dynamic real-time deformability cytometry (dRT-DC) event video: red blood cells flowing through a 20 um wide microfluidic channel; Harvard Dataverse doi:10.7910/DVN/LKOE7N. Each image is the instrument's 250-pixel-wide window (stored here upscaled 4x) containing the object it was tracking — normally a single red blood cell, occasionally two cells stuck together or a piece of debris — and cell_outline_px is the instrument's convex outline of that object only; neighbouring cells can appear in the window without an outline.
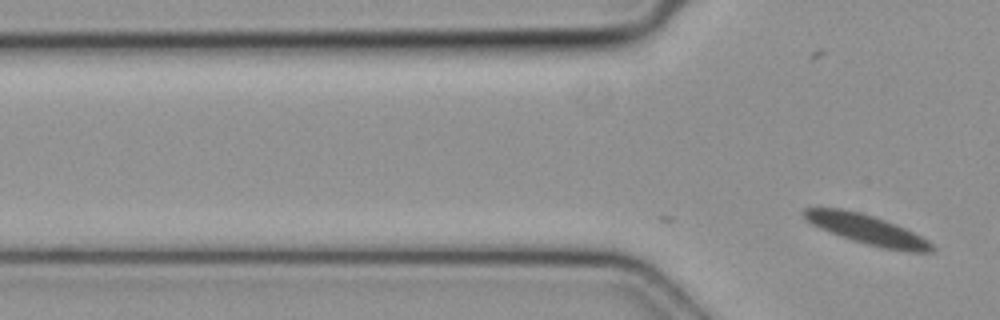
{"species": "common noctule bat (a hibernating species)", "species_latin": "Nyctalus noctula", "temperature_condition": "cold", "stored_images_in_passage": 8, "camera_frame_rate_fps": 3000, "um_per_image_px": 0.085, "animal": {"sex": "female", "body_mass_g": 19.3, "forearm_length_mm": 54.1}, "frame": {"image": 1, "passage_image": 8, "time_ms": 2.333, "image_size_px": [1000, 320], "cell_outline_px": [[936, 248], [932, 252], [908, 252], [884, 248], [852, 240], [840, 236], [820, 228], [812, 224], [804, 216], [804, 208], [840, 208], [872, 216], [884, 220], [904, 228], [920, 236], [932, 244]], "centroid_in_image_um": [73.71, 19.53], "position_along_channel_um": 52.1, "area_um2": 21.5}}